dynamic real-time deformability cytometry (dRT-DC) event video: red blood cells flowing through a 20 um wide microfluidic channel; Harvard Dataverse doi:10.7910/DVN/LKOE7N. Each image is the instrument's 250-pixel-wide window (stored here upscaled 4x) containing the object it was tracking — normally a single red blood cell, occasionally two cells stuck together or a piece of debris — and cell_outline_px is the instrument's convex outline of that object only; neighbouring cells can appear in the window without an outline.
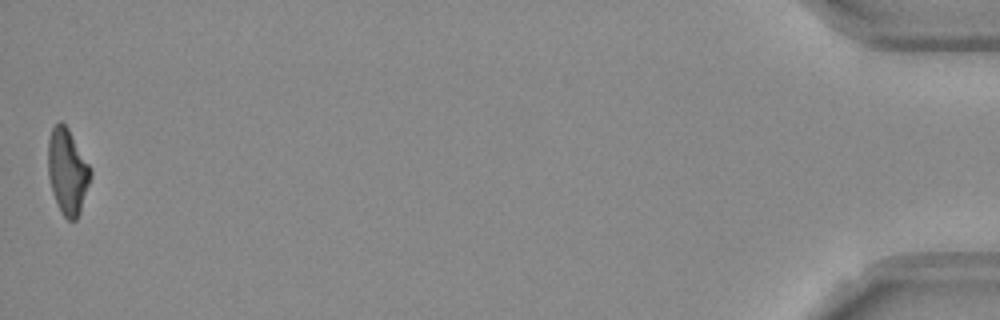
{"species": "Egyptian fruit bat (a non-hibernating species)", "species_latin": "Rousettus aegyptiacus", "temperature_condition": "room temperature", "stored_images_in_passage": 52, "camera_frame_rate_fps": 3000, "um_per_image_px": 0.085, "frame": {"image": 1, "passage_image": 52, "time_ms": 17.0, "image_size_px": [1000, 320], "cell_outline_px": [[92, 176], [80, 212], [76, 220], [68, 220], [64, 216], [56, 200], [48, 176], [48, 140], [52, 128], [60, 120], [68, 128], [92, 168]], "centroid_in_image_um": [5.76, 14.55], "position_along_channel_um": 429.4, "area_um2": 21.1}, "authors_computed_cell_mechanics": {"area_um2": 21.7039, "velocity_mm_per_s": 3.7555, "shape_relaxation_time_tau1_ms": null, "shape_relaxation_time_tau2_ms": 4.368, "deformation_change_tau1": null, "deformation_change_tau2": 0.1523}}